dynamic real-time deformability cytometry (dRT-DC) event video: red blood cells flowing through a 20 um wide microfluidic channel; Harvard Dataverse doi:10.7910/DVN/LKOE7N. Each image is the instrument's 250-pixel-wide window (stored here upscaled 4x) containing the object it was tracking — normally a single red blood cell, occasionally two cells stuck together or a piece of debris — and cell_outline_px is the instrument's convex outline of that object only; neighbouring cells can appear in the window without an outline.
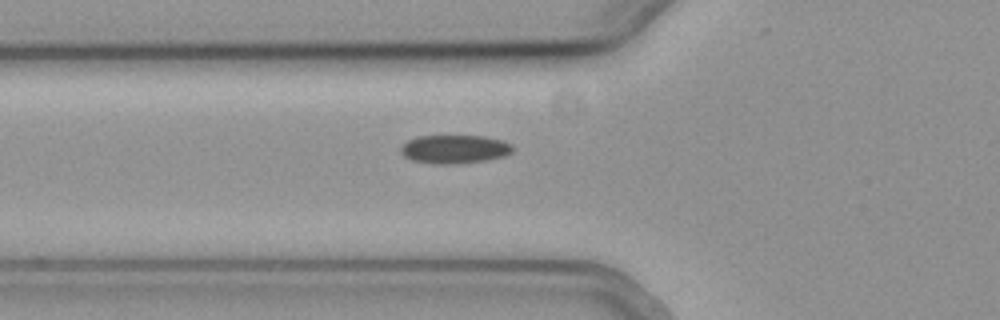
{"species": "common noctule bat (a hibernating species)", "species_latin": "Nyctalus noctula", "temperature_condition": "cold", "stored_images_in_passage": 19, "camera_frame_rate_fps": 3000, "um_per_image_px": 0.085, "animal": {"sex": "female", "body_mass_g": 19.3, "forearm_length_mm": 54.1}, "frame": {"image": 1, "passage_image": 2, "time_ms": 0.333, "image_size_px": [1000, 320], "cell_outline_px": [[512, 152], [504, 156], [484, 160], [448, 164], [436, 164], [412, 160], [404, 156], [400, 152], [400, 148], [408, 140], [420, 136], [484, 136], [504, 140], [512, 144]], "centroid_in_image_um": [38.64, 12.67], "position_along_channel_um": 87.2, "area_um2": 18.44}}
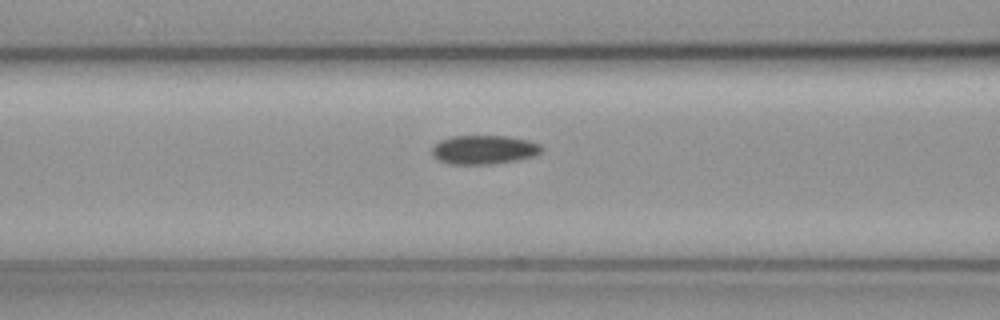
{"frame": {"image": 2, "passage_image": 5, "time_ms": 1.333, "image_size_px": [1000, 320], "cell_outline_px": [[544, 148], [540, 152], [532, 156], [516, 160], [488, 164], [452, 164], [440, 160], [432, 156], [432, 148], [440, 140], [452, 136], [508, 136], [528, 140], [540, 144]], "centroid_in_image_um": [41.13, 12.71], "position_along_channel_um": 125.5, "area_um2": 18.32}}
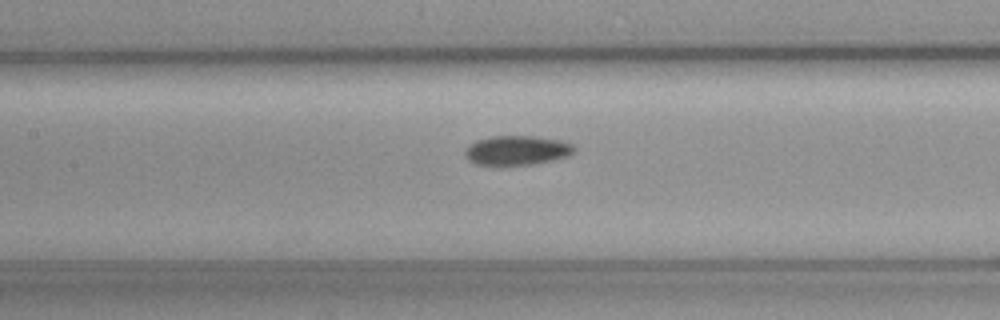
{"frame": {"image": 3, "passage_image": 8, "time_ms": 2.333, "image_size_px": [1000, 320], "cell_outline_px": [[576, 148], [568, 156], [552, 160], [532, 164], [476, 164], [468, 160], [464, 152], [476, 140], [492, 136], [536, 136], [560, 140], [572, 144]], "centroid_in_image_um": [43.96, 12.76], "position_along_channel_um": 163.4, "area_um2": 18.38}}